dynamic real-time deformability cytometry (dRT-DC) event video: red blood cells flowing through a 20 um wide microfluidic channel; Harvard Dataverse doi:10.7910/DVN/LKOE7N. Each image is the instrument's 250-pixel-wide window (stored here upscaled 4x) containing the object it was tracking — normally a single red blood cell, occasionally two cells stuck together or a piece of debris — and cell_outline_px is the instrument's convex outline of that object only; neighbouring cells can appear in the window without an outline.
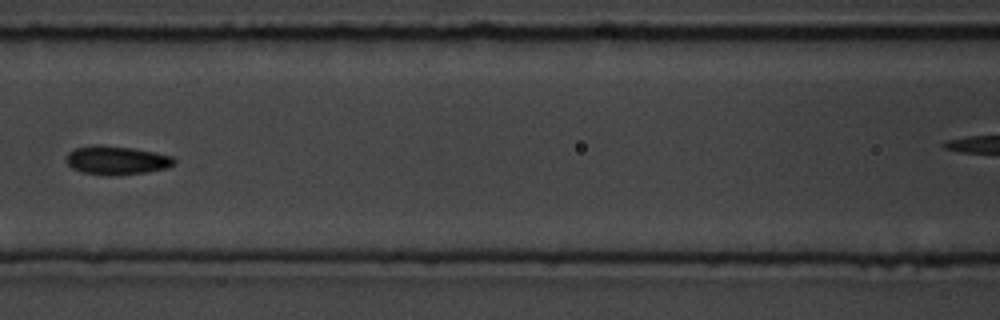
{"species": "common noctule bat (a hibernating species)", "species_latin": "Nyctalus noctula", "temperature_condition": "room temperature", "stored_images_in_passage": 7, "segment_of_instrument_passage": [1, 2], "camera_frame_rate_fps": 3000, "um_per_image_px": 0.085, "animal": {"sex": "male", "body_mass_g": 19.5, "forearm_length_mm": 54.6}, "frame": {"image": 1, "passage_image": 6, "time_ms": 6.667, "image_size_px": [1000, 320], "cell_outline_px": [[176, 164], [168, 168], [144, 172], [116, 176], [108, 176], [84, 172], [72, 168], [68, 164], [68, 152], [76, 148], [96, 144], [132, 148], [156, 152], [172, 156], [176, 160]], "centroid_in_image_um": [9.96, 13.63], "position_along_channel_um": 156.6, "area_um2": 18.03}}